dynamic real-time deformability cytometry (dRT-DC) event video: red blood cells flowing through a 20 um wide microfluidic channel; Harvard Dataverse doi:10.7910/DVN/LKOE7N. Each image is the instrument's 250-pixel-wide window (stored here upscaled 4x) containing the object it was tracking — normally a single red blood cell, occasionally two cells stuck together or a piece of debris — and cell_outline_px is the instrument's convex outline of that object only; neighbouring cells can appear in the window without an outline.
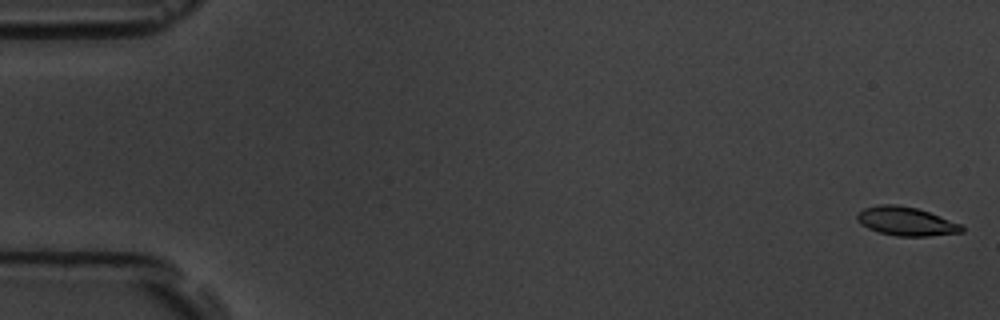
{"species": "common noctule bat (a hibernating species)", "species_latin": "Nyctalus noctula", "temperature_condition": "room temperature", "stored_images_in_passage": 6, "camera_frame_rate_fps": 3000, "um_per_image_px": 0.085, "animal": {"sex": "male", "body_mass_g": 19.5, "forearm_length_mm": 54.6}, "frame": {"image": 1, "passage_image": 1, "time_ms": 0.0, "image_size_px": [1000, 320], "cell_outline_px": [[964, 232], [928, 236], [896, 236], [880, 232], [868, 228], [860, 224], [856, 220], [856, 216], [864, 208], [880, 204], [896, 204], [916, 208], [928, 212], [960, 224], [964, 228]], "centroid_in_image_um": [76.99, 18.81], "position_along_channel_um": 8.0, "area_um2": 17.34}}
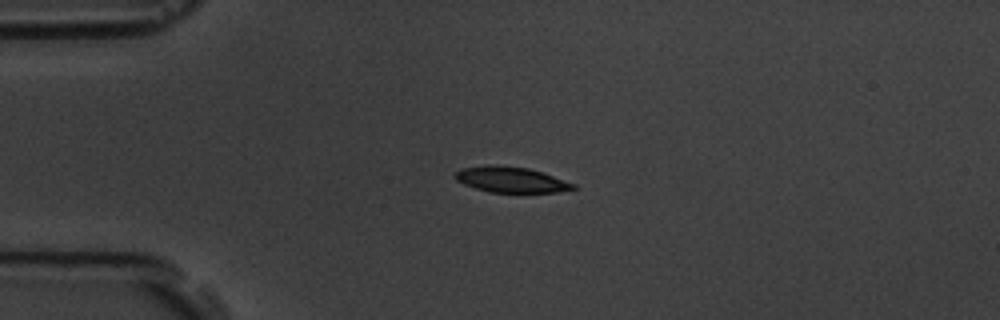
{"frame": {"image": 2, "passage_image": 4, "time_ms": 4.333, "image_size_px": [1000, 320], "cell_outline_px": [[576, 188], [556, 192], [488, 192], [464, 184], [456, 180], [452, 176], [460, 168], [488, 164], [496, 164], [528, 168], [576, 184]], "centroid_in_image_um": [43.36, 15.25], "position_along_channel_um": 41.6, "area_um2": 17.63}}
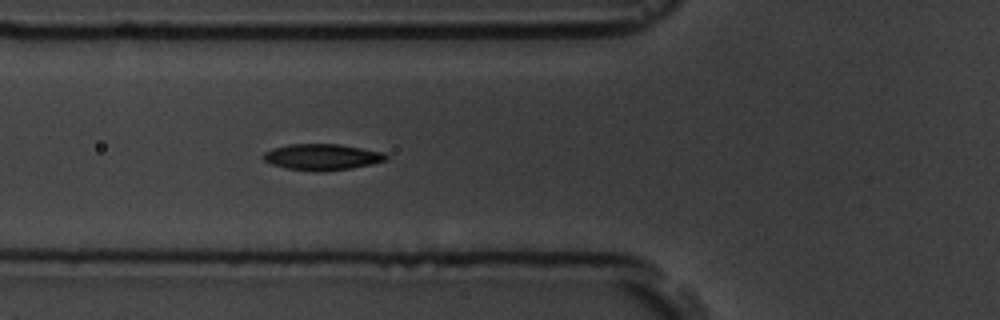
{"frame": {"image": 3, "passage_image": 6, "time_ms": 6.667, "image_size_px": [1000, 320], "cell_outline_px": [[388, 160], [372, 164], [352, 168], [320, 172], [288, 168], [272, 164], [264, 160], [260, 156], [264, 152], [272, 148], [288, 144], [340, 144], [384, 152], [388, 156]], "centroid_in_image_um": [27.39, 13.34], "position_along_channel_um": 98.4, "area_um2": 18.84}}